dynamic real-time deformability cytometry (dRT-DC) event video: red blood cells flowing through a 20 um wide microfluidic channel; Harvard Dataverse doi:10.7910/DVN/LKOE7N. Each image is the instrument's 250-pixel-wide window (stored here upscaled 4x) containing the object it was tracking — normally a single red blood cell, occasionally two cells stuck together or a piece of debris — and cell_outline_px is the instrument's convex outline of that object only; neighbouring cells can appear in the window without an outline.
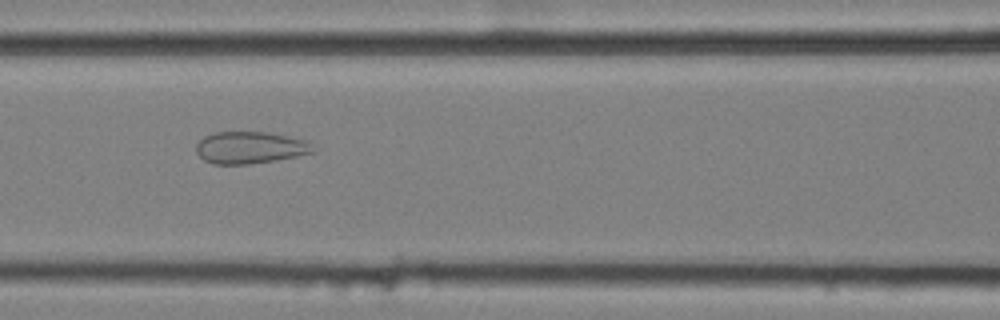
{"species": "common noctule bat (a hibernating species)", "species_latin": "Nyctalus noctula", "temperature_condition": "cold", "stored_images_in_passage": 39, "camera_frame_rate_fps": 3000, "um_per_image_px": 0.085, "animal": {"sex": "female", "body_mass_g": 25.1}, "frame": {"image": 1, "passage_image": 7, "time_ms": 2.0, "image_size_px": [1000, 320], "cell_outline_px": [[316, 148], [312, 152], [296, 156], [276, 160], [248, 164], [212, 164], [204, 160], [196, 152], [196, 144], [204, 136], [216, 132], [264, 132], [288, 136], [308, 140]], "centroid_in_image_um": [21.26, 12.54], "position_along_channel_um": 145.3, "area_um2": 21.79}}
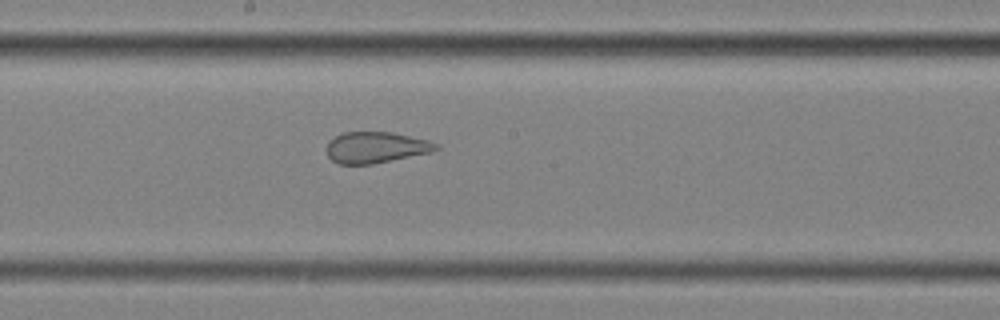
{"frame": {"image": 2, "passage_image": 13, "time_ms": 4.0, "image_size_px": [1000, 320], "cell_outline_px": [[440, 148], [432, 152], [372, 164], [340, 164], [332, 160], [328, 156], [328, 140], [344, 132], [392, 132], [428, 140], [440, 144]], "centroid_in_image_um": [31.98, 12.52], "position_along_channel_um": 216.2, "area_um2": 19.83}}
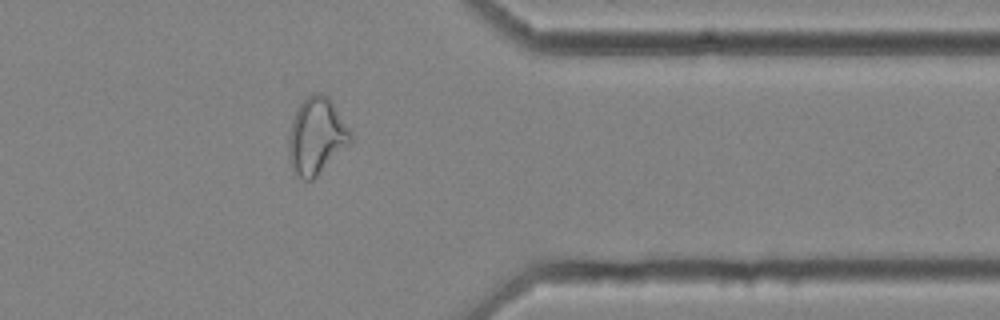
{"frame": {"image": 3, "passage_image": 28, "time_ms": 9.0, "image_size_px": [1000, 320], "cell_outline_px": [[352, 144], [312, 180], [304, 180], [292, 172], [288, 156], [288, 136], [292, 120], [300, 104], [308, 96], [316, 92], [320, 92], [328, 96], [332, 100], [352, 132]], "centroid_in_image_um": [26.92, 11.59], "position_along_channel_um": 384.5, "area_um2": 28.15}}